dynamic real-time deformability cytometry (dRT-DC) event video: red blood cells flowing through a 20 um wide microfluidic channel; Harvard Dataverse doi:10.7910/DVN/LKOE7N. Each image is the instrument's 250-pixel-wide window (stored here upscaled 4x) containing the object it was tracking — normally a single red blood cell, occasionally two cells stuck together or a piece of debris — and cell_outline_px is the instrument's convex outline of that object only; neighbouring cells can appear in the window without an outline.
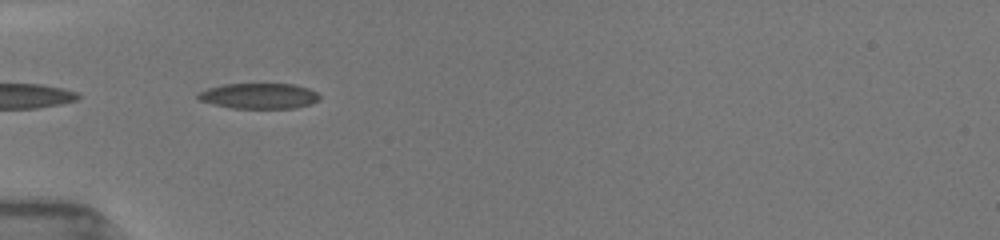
{"species": "common noctule bat (a hibernating species)", "species_latin": "Nyctalus noctula", "temperature_condition": "room temperature", "stored_images_in_passage": 21, "camera_frame_rate_fps": 3000, "um_per_image_px": 0.085, "animal": {"sex": "female", "body_mass_g": 19.5, "forearm_length_mm": 54.1}, "frame": {"image": 1, "passage_image": 1, "time_ms": 0.0, "image_size_px": [1000, 240], "cell_outline_px": [[320, 100], [312, 104], [296, 108], [232, 108], [200, 100], [196, 96], [196, 92], [208, 88], [224, 84], [292, 84], [308, 88], [316, 92], [320, 96]], "centroid_in_image_um": [22.04, 8.15], "position_along_channel_um": 63.0, "area_um2": 18.09}}
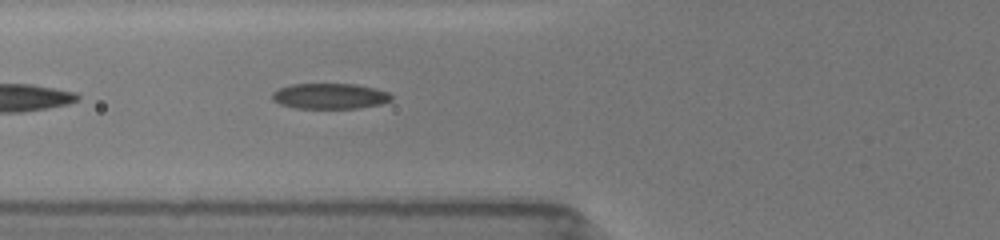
{"frame": {"image": 2, "passage_image": 5, "time_ms": 1.0, "image_size_px": [1000, 240], "cell_outline_px": [[392, 100], [380, 104], [360, 108], [296, 108], [280, 104], [272, 100], [272, 92], [280, 88], [292, 84], [356, 84], [376, 88], [388, 92], [392, 96]], "centroid_in_image_um": [28.05, 8.17], "position_along_channel_um": 97.8, "area_um2": 17.8}}
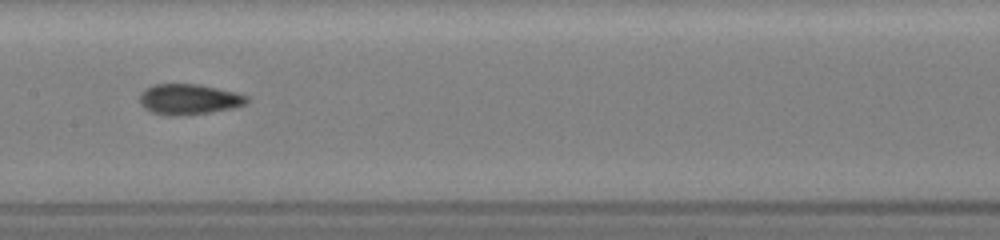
{"frame": {"image": 3, "passage_image": 12, "time_ms": 3.333, "image_size_px": [1000, 240], "cell_outline_px": [[248, 100], [244, 104], [232, 108], [208, 112], [176, 116], [168, 116], [152, 112], [144, 108], [140, 104], [140, 92], [144, 88], [152, 84], [200, 84], [236, 92], [248, 96]], "centroid_in_image_um": [16.01, 8.42], "position_along_channel_um": 191.4, "area_um2": 19.13}}